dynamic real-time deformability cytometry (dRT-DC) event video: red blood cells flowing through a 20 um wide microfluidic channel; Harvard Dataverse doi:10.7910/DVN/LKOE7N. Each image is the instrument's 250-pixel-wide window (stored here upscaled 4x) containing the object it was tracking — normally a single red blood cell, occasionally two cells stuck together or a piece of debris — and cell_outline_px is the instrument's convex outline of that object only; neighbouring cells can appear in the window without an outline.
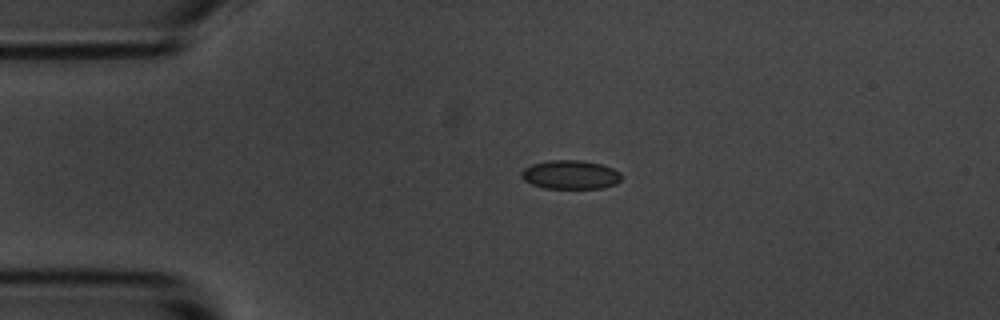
{"species": "common noctule bat (a hibernating species)", "species_latin": "Nyctalus noctula", "temperature_condition": "room temperature", "stored_images_in_passage": 4, "segment_of_instrument_passage": [1, 2], "camera_frame_rate_fps": 3000, "um_per_image_px": 0.085, "animal": {"sex": "male", "body_mass_g": 20.1, "forearm_length_mm": 53.5}, "frame": {"image": 1, "passage_image": 2, "time_ms": 1.0, "image_size_px": [1000, 320], "cell_outline_px": [[620, 180], [616, 184], [604, 188], [544, 188], [532, 184], [524, 180], [520, 176], [520, 172], [524, 168], [532, 164], [548, 160], [580, 160], [604, 164], [620, 172]], "centroid_in_image_um": [48.48, 14.84], "position_along_channel_um": 36.5, "area_um2": 16.94}}